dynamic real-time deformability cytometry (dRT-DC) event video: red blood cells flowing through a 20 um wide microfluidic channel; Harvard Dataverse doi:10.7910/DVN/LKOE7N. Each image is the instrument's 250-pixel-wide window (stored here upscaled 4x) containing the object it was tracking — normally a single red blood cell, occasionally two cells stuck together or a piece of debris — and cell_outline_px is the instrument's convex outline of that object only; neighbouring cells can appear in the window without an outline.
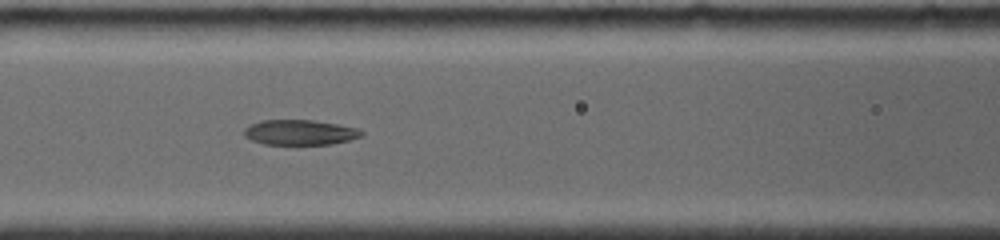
{"species": "common noctule bat (a hibernating species)", "species_latin": "Nyctalus noctula", "temperature_condition": "room temperature", "stored_images_in_passage": 13, "camera_frame_rate_fps": 4000, "um_per_image_px": 0.085, "animal": {"sex": "female", "body_mass_g": 19.0, "forearm_length_mm": 56.7}, "frame": {"image": 1, "passage_image": 8, "time_ms": 5.75, "image_size_px": [1000, 240], "cell_outline_px": [[364, 136], [332, 144], [264, 144], [252, 140], [244, 136], [244, 128], [248, 124], [260, 120], [312, 120], [336, 124], [356, 128], [364, 132]], "centroid_in_image_um": [25.46, 11.25], "position_along_channel_um": 141.1, "area_um2": 17.22}}
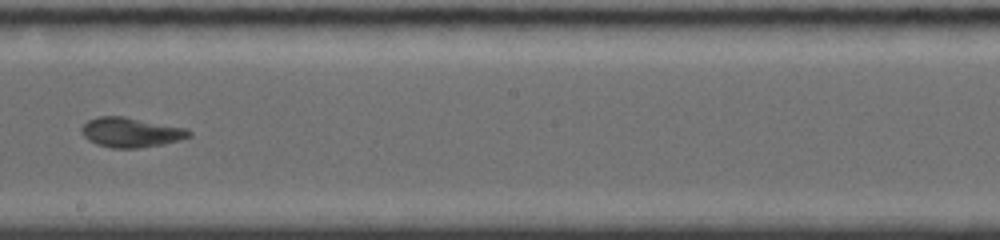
{"frame": {"image": 2, "passage_image": 11, "time_ms": 8.25, "image_size_px": [1000, 240], "cell_outline_px": [[192, 136], [180, 140], [164, 144], [136, 148], [112, 148], [96, 144], [88, 140], [80, 132], [80, 128], [88, 120], [100, 116], [124, 116], [188, 128], [192, 132]], "centroid_in_image_um": [11.14, 11.25], "position_along_channel_um": 237.1, "area_um2": 18.84}}
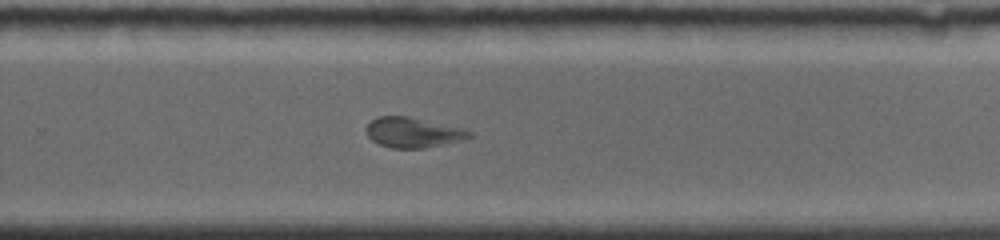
{"frame": {"image": 3, "passage_image": 13, "time_ms": 9.75, "image_size_px": [1000, 240], "cell_outline_px": [[472, 136], [460, 140], [444, 144], [424, 148], [392, 148], [380, 144], [372, 140], [364, 132], [364, 128], [372, 120], [380, 116], [408, 116], [464, 128], [472, 132]], "centroid_in_image_um": [35.09, 11.25], "position_along_channel_um": 294.7, "area_um2": 18.09}}